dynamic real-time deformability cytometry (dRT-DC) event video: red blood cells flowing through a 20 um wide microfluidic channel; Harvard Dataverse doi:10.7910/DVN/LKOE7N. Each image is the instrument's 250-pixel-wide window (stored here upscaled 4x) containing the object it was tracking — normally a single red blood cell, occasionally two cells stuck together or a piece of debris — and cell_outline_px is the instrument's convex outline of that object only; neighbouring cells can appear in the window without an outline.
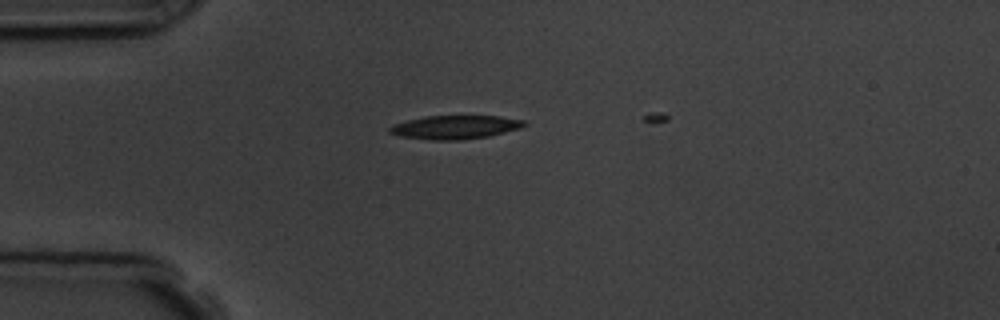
{"species": "common noctule bat (a hibernating species)", "species_latin": "Nyctalus noctula", "temperature_condition": "room temperature", "stored_images_in_passage": 5, "camera_frame_rate_fps": 3000, "um_per_image_px": 0.085, "animal": {"sex": "male", "body_mass_g": 19.5, "forearm_length_mm": 54.6}, "frame": {"image": 1, "passage_image": 4, "time_ms": 3.667, "image_size_px": [1000, 320], "cell_outline_px": [[528, 124], [520, 128], [488, 136], [460, 140], [432, 140], [400, 136], [388, 132], [388, 128], [392, 124], [424, 116], [500, 116], [524, 120]], "centroid_in_image_um": [38.67, 10.81], "position_along_channel_um": 46.3, "area_um2": 18.5}}